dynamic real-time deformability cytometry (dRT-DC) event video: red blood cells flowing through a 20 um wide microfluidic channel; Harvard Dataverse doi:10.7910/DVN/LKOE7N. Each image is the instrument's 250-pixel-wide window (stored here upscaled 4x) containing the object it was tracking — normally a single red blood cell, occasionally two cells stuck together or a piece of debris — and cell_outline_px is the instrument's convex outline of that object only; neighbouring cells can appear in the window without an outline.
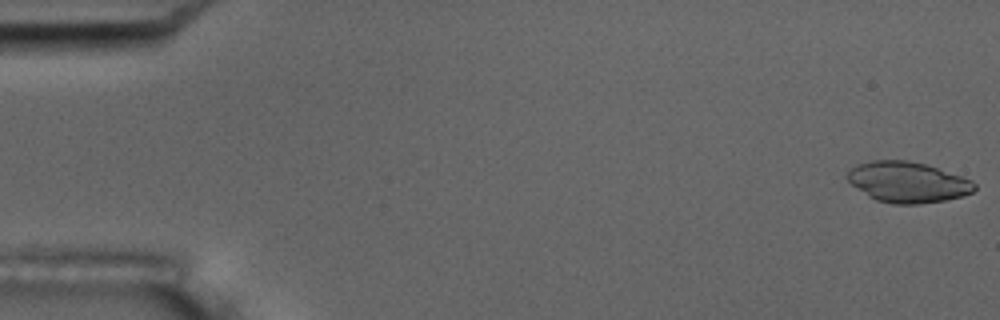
{"species": "common noctule bat (a hibernating species)", "species_latin": "Nyctalus noctula", "temperature_condition": "room temperature", "stored_images_in_passage": 5, "camera_frame_rate_fps": 3000, "um_per_image_px": 0.085, "animal": {"sex": "male", "body_mass_g": 17.5, "forearm_length_mm": 52.3}, "frame": {"image": 1, "passage_image": 1, "time_ms": 0.0, "image_size_px": [1000, 320], "cell_outline_px": [[976, 188], [972, 192], [964, 196], [944, 200], [916, 204], [892, 204], [876, 200], [868, 196], [852, 184], [848, 180], [848, 172], [852, 168], [860, 164], [872, 160], [908, 160], [924, 164], [972, 180], [976, 184]], "centroid_in_image_um": [77.16, 15.49], "position_along_channel_um": 7.8, "area_um2": 29.77}}